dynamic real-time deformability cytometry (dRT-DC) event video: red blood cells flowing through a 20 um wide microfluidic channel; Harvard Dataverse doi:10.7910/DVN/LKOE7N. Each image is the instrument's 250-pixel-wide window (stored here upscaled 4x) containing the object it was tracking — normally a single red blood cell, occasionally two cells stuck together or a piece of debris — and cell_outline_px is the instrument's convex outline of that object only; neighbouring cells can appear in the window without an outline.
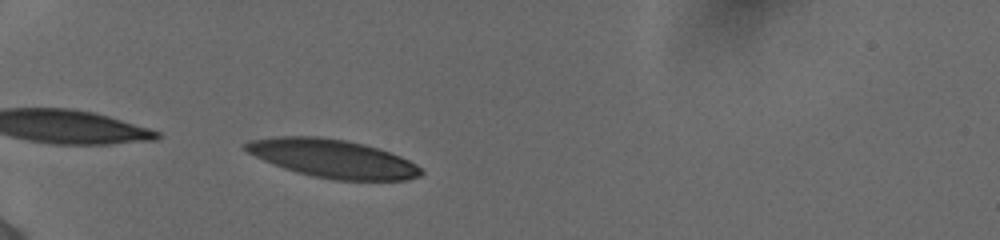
{"species": "human", "species_latin": "Homo sapiens", "temperature_condition": "cold", "stored_images_in_passage": 34, "camera_frame_rate_fps": 3000, "um_per_image_px": 0.085, "donor": {"sex": "female"}, "frame": {"image": 1, "passage_image": 1, "time_ms": 0.0, "image_size_px": [1000, 240], "cell_outline_px": [[424, 172], [420, 176], [408, 180], [336, 180], [312, 176], [296, 172], [284, 168], [264, 160], [248, 152], [244, 148], [244, 144], [252, 140], [280, 136], [320, 136], [344, 140], [364, 144], [400, 156], [416, 164]], "centroid_in_image_um": [28.3, 13.48], "position_along_channel_um": 56.7, "area_um2": 38.78}}
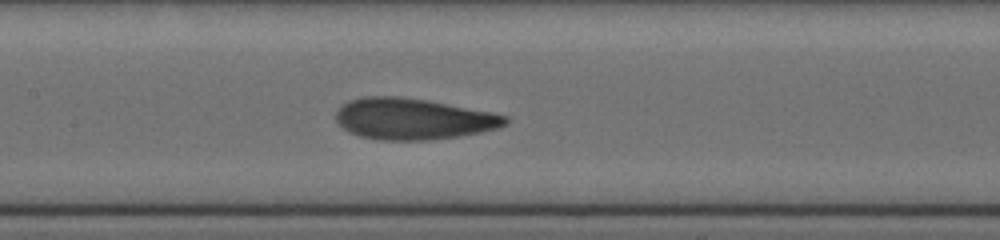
{"frame": {"image": 2, "passage_image": 12, "time_ms": 3.667, "image_size_px": [1000, 240], "cell_outline_px": [[508, 124], [496, 128], [480, 132], [460, 136], [432, 140], [376, 140], [360, 136], [348, 132], [336, 120], [336, 112], [340, 104], [348, 100], [364, 96], [400, 96], [428, 100], [492, 112], [508, 116]], "centroid_in_image_um": [35.09, 10.1], "position_along_channel_um": 172.3, "area_um2": 41.04}}
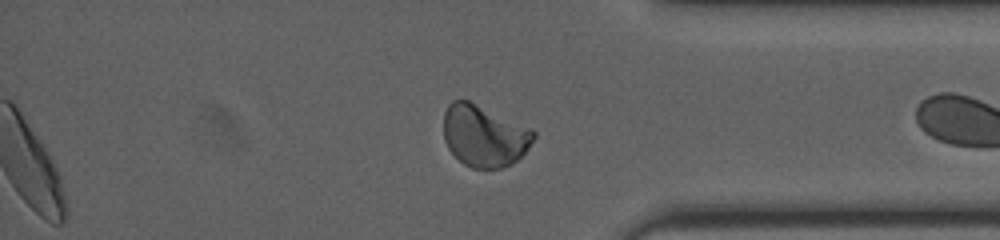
{"frame": {"image": 3, "passage_image": 26, "time_ms": 8.333, "image_size_px": [1000, 240], "cell_outline_px": [[536, 136], [528, 148], [516, 160], [504, 168], [472, 168], [464, 164], [448, 148], [444, 140], [444, 112], [448, 104], [452, 100], [468, 100], [532, 128], [536, 132]], "centroid_in_image_um": [41.16, 11.53], "position_along_channel_um": 394.0, "area_um2": 32.31}, "authors_computed_cell_mechanics": {"area_um2": 39.1884, "velocity_mm_per_s": 3.88, "shape_relaxation_time_tau1_ms": 4.1504, "shape_relaxation_time_tau2_ms": 1.5115, "deformation_change_tau1": 0.1895, "deformation_change_tau2": 0.083}}